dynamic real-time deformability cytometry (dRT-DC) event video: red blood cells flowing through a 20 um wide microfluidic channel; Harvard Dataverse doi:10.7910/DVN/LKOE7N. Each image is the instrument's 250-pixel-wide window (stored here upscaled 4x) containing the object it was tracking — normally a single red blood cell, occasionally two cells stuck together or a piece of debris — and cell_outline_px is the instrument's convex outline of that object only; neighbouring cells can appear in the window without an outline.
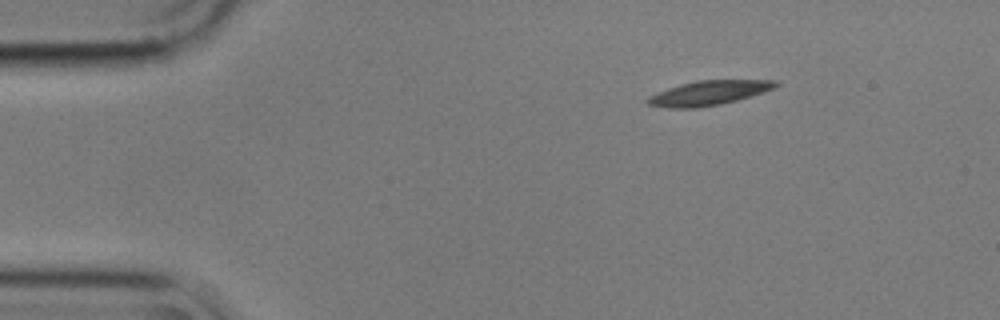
{"species": "common noctule bat (a hibernating species)", "species_latin": "Nyctalus noctula", "temperature_condition": "cold", "stored_images_in_passage": 6, "segment_of_instrument_passage": [2, 2], "camera_frame_rate_fps": 3000, "um_per_image_px": 0.085, "animal": {"sex": "male", "body_mass_g": 17.9}, "frame": {"image": 1, "passage_image": 6, "time_ms": 1.667, "image_size_px": [1000, 320], "cell_outline_px": [[780, 84], [776, 88], [764, 92], [736, 100], [720, 104], [696, 108], [672, 108], [648, 104], [644, 100], [648, 96], [668, 88], [680, 84], [696, 80], [776, 80]], "centroid_in_image_um": [60.25, 7.89], "position_along_channel_um": 24.7, "area_um2": 18.26}}